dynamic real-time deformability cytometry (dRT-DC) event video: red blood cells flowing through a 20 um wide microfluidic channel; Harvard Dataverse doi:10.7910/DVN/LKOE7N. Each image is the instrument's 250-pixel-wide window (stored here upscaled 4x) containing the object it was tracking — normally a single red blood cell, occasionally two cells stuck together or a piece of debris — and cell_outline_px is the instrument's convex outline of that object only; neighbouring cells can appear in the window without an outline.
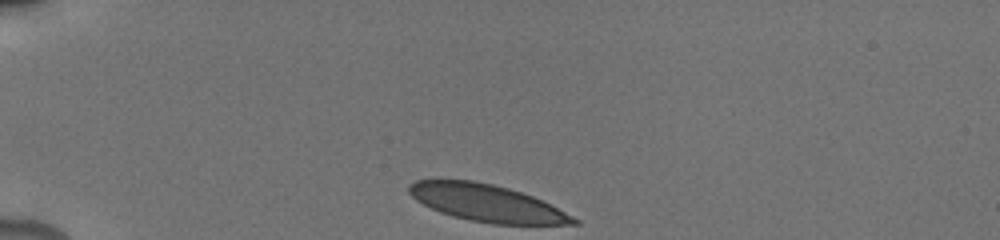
{"species": "human", "species_latin": "Homo sapiens", "temperature_condition": "cold", "stored_images_in_passage": 8, "camera_frame_rate_fps": 3000, "um_per_image_px": 0.085, "donor": {"sex": "male"}, "frame": {"image": 1, "passage_image": 1, "time_ms": 0.0, "image_size_px": [1000, 240], "cell_outline_px": [[580, 224], [492, 224], [452, 216], [440, 212], [416, 200], [408, 192], [408, 184], [416, 180], [472, 180], [492, 184], [508, 188], [532, 196], [580, 220]], "centroid_in_image_um": [41.34, 17.25], "position_along_channel_um": 43.7, "area_um2": 35.03}}
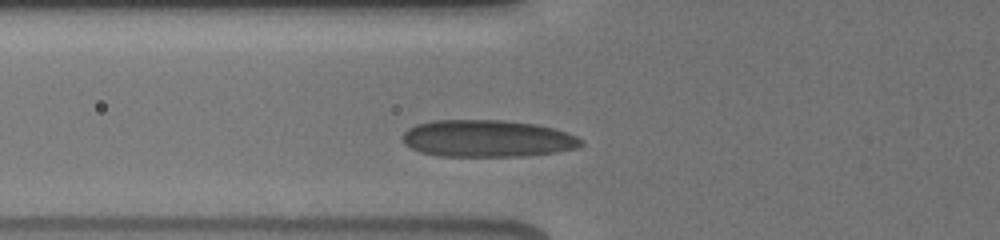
{"frame": {"image": 2, "passage_image": 7, "time_ms": 2.333, "image_size_px": [1000, 240], "cell_outline_px": [[584, 144], [576, 148], [556, 152], [524, 156], [440, 156], [420, 152], [404, 144], [404, 132], [408, 128], [416, 124], [436, 120], [504, 120], [536, 124], [552, 128], [576, 136], [584, 140]], "centroid_in_image_um": [41.43, 11.77], "position_along_channel_um": 84.4, "area_um2": 38.49}}